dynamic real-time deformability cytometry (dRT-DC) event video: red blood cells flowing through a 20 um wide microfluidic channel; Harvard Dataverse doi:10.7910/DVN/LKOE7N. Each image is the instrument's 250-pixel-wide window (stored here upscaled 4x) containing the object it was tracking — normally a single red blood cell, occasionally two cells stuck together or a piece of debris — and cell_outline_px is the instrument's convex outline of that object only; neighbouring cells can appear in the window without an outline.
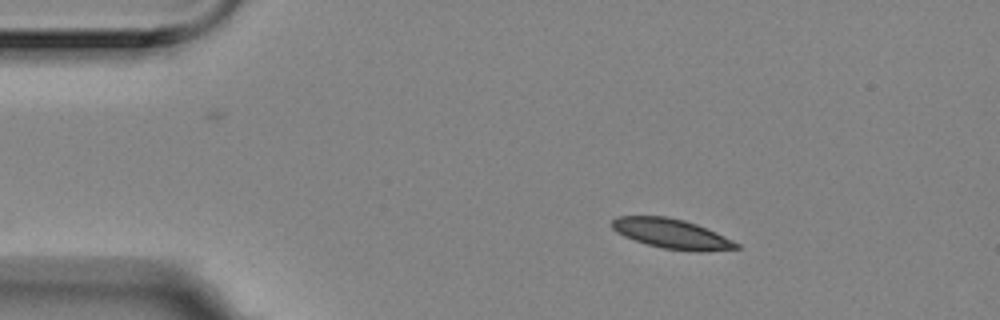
{"species": "Egyptian fruit bat (a non-hibernating species)", "species_latin": "Rousettus aegyptiacus", "temperature_condition": "room temperature", "stored_images_in_passage": 2, "camera_frame_rate_fps": 3000, "um_per_image_px": 0.085, "animal": {"sex": "female"}, "frame": {"image": 1, "passage_image": 1, "time_ms": 0.0, "image_size_px": [1000, 320], "cell_outline_px": [[740, 248], [700, 252], [696, 252], [664, 248], [648, 244], [624, 236], [616, 232], [608, 224], [616, 216], [668, 216], [684, 220], [696, 224], [716, 232], [740, 244]], "centroid_in_image_um": [57.07, 19.86], "position_along_channel_um": 27.9, "area_um2": 21.56}}